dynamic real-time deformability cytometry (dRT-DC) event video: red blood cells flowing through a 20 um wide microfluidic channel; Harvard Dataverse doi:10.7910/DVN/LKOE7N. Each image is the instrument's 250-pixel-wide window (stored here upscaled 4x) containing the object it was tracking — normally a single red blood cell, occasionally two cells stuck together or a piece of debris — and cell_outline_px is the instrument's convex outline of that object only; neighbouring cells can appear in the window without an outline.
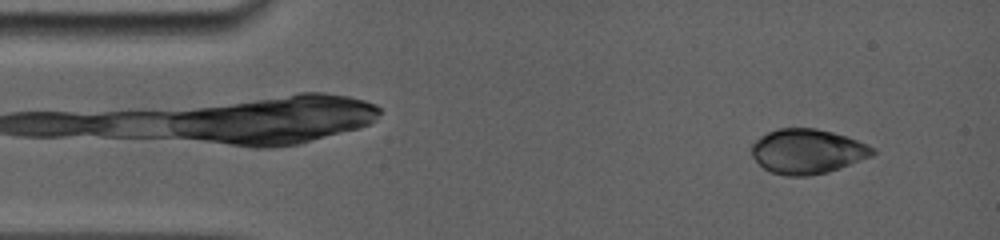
{"species": "common noctule bat (a hibernating species)", "species_latin": "Nyctalus noctula", "temperature_condition": "room temperature", "stored_images_in_passage": 31, "camera_frame_rate_fps": 5000, "um_per_image_px": 0.085, "animal": {"sex": "female", "body_mass_g": 19.0, "forearm_length_mm": 56.7}, "frame": {"image": 1, "passage_image": 9, "time_ms": 1.2, "image_size_px": [1000, 240], "cell_outline_px": [[876, 152], [872, 156], [840, 168], [828, 172], [808, 176], [784, 176], [768, 172], [752, 156], [752, 144], [760, 136], [768, 132], [780, 128], [816, 128], [848, 136], [868, 144], [876, 148]], "centroid_in_image_um": [68.65, 12.87], "position_along_channel_um": 16.4, "area_um2": 31.79}}
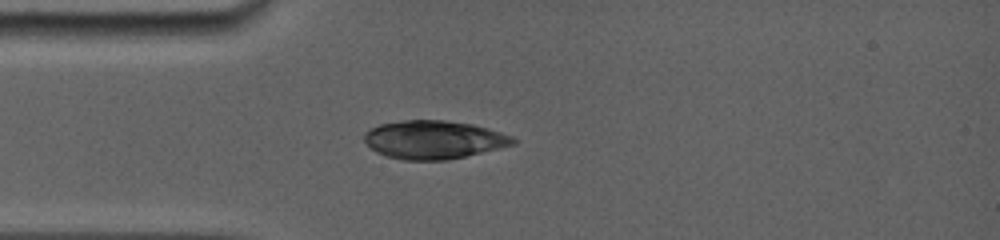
{"frame": {"image": 2, "passage_image": 28, "time_ms": 4.0, "image_size_px": [1000, 240], "cell_outline_px": [[516, 144], [448, 160], [404, 160], [388, 156], [376, 152], [364, 140], [364, 132], [380, 124], [404, 120], [444, 120], [472, 124], [488, 128], [512, 136], [516, 140]], "centroid_in_image_um": [36.88, 11.87], "position_along_channel_um": 48.1, "area_um2": 33.06}}